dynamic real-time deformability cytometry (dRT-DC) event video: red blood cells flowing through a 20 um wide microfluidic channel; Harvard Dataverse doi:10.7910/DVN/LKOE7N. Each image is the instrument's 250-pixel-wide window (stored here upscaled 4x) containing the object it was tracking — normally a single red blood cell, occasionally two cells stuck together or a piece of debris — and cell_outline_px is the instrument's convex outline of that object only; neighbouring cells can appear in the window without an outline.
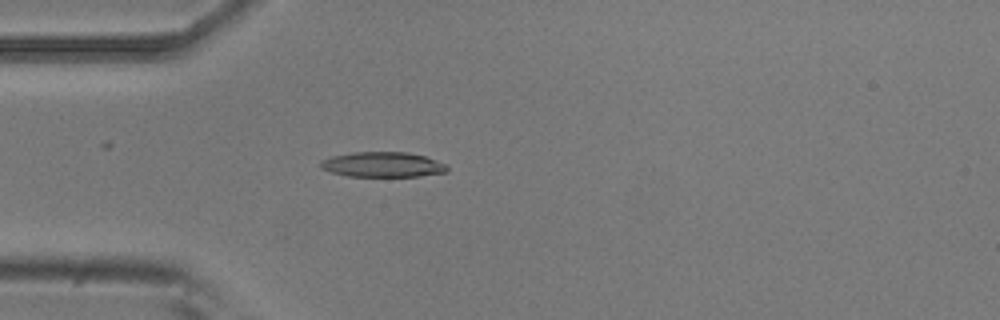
{"species": "common noctule bat (a hibernating species)", "species_latin": "Nyctalus noctula", "temperature_condition": "room temperature", "stored_images_in_passage": 4, "camera_frame_rate_fps": 3000, "um_per_image_px": 0.085, "animal": {"sex": "male", "body_mass_g": 20.5, "forearm_length_mm": 52.5}, "frame": {"image": 1, "passage_image": 4, "time_ms": 1.0, "image_size_px": [1000, 320], "cell_outline_px": [[448, 172], [420, 176], [348, 176], [332, 172], [320, 168], [320, 160], [332, 156], [352, 152], [408, 152], [424, 156], [444, 164], [448, 168]], "centroid_in_image_um": [32.5, 13.98], "position_along_channel_um": 52.5, "area_um2": 18.44}}